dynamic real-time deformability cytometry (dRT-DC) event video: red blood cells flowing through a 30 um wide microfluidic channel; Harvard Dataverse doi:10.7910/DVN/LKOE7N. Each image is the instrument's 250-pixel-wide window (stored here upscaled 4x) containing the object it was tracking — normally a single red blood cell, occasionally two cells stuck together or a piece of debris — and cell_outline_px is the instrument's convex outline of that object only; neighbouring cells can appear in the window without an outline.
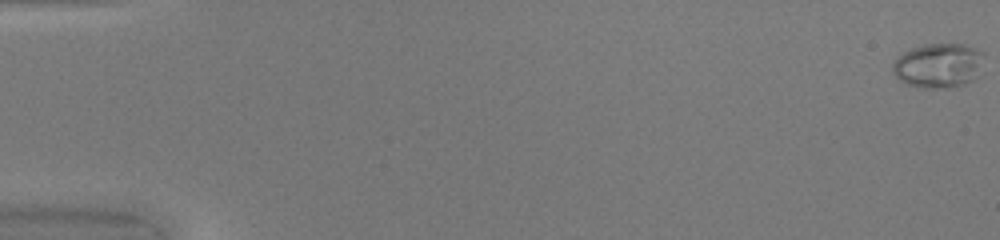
{"species": "common noctule bat (a hibernating species)", "species_latin": "Nyctalus noctula", "temperature_condition": "warm", "stored_images_in_passage": 51, "camera_frame_rate_fps": 3000, "um_per_image_px": 0.085, "animal": {"sex": "female", "body_mass_g": 20.0, "forearm_length_mm": 54.0}, "frame": {"image": 1, "passage_image": 1, "time_ms": 0.0, "image_size_px": [1000, 240], "cell_outline_px": [[984, 52], [972, 80], [964, 84], [948, 88], [920, 88], [908, 84], [900, 80], [892, 72], [892, 64], [904, 52], [912, 48], [924, 44], [964, 44]], "centroid_in_image_um": [79.7, 5.57], "position_along_channel_um": 5.3, "area_um2": 23.24}}
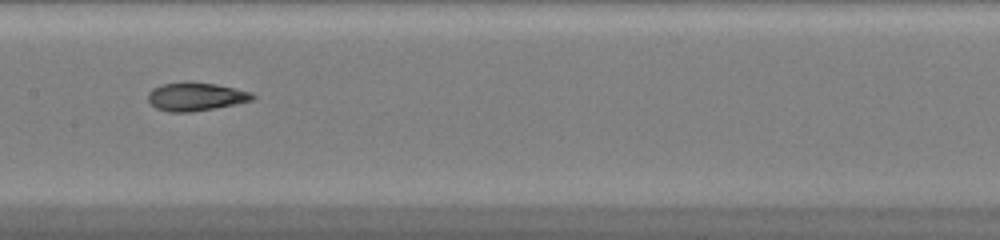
{"frame": {"image": 2, "passage_image": 27, "time_ms": 8.667, "image_size_px": [1000, 240], "cell_outline_px": [[256, 96], [252, 100], [236, 104], [192, 112], [168, 112], [156, 108], [148, 100], [148, 92], [152, 88], [160, 84], [216, 84], [252, 92]], "centroid_in_image_um": [16.64, 8.25], "position_along_channel_um": 190.8, "area_um2": 16.76}}
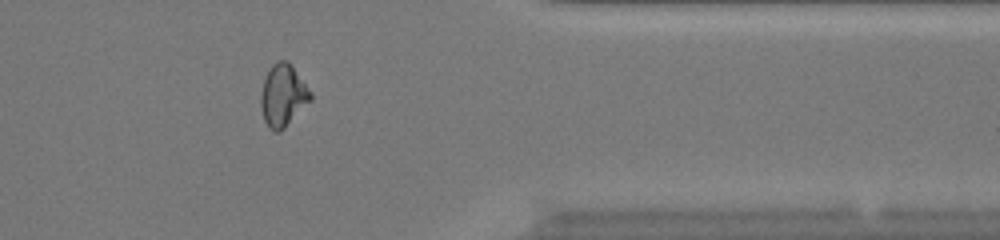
{"frame": {"image": 3, "passage_image": 42, "time_ms": 13.667, "image_size_px": [1000, 240], "cell_outline_px": [[312, 100], [280, 132], [276, 132], [268, 128], [264, 120], [260, 104], [260, 96], [264, 80], [272, 64], [276, 60], [288, 60], [312, 92]], "centroid_in_image_um": [24.06, 8.11], "position_along_channel_um": 387.3, "area_um2": 18.09}, "authors_computed_cell_mechanics": {"area_um2": 18.207, "velocity_mm_per_s": 4.2097, "shape_relaxation_time_tau1_ms": 10.2017, "shape_relaxation_time_tau2_ms": 1.6307, "deformation_change_tau1": 0.3313, "deformation_change_tau2": 0.0745}}